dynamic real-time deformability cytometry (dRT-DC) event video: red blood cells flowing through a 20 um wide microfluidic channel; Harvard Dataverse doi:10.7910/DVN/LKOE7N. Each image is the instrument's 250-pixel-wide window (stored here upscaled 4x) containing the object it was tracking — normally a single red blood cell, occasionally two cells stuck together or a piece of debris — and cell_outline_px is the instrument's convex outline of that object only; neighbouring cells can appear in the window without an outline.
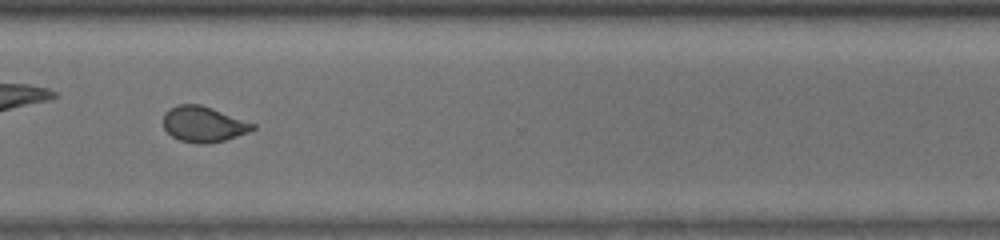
{"species": "common noctule bat (a hibernating species)", "species_latin": "Nyctalus noctula", "temperature_condition": "room temperature", "stored_images_in_passage": 36, "camera_frame_rate_fps": 3000, "um_per_image_px": 0.085, "animal": {"sex": "male", "body_mass_g": 13.0, "forearm_length_mm": 53.1}, "frame": {"image": 1, "passage_image": 26, "time_ms": 8.333, "image_size_px": [1000, 240], "cell_outline_px": [[256, 128], [248, 132], [224, 140], [208, 144], [200, 144], [180, 140], [172, 136], [164, 128], [164, 112], [168, 108], [176, 104], [200, 104], [212, 108], [256, 124]], "centroid_in_image_um": [17.28, 10.54], "position_along_channel_um": 353.3, "area_um2": 18.55}}